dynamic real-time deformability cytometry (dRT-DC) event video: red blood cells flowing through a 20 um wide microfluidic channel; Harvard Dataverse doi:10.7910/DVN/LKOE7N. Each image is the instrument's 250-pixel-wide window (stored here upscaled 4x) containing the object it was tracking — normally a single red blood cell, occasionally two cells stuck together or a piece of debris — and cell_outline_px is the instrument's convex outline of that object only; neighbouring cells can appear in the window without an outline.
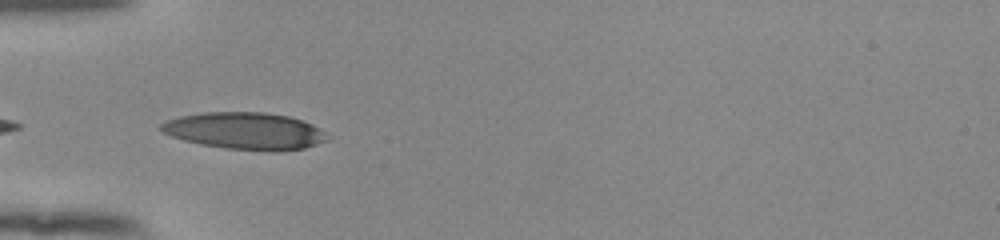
{"species": "human", "species_latin": "Homo sapiens", "temperature_condition": "room temperature", "stored_images_in_passage": 36, "camera_frame_rate_fps": 3000, "um_per_image_px": 0.085, "donor": {"sex": "female"}, "frame": {"image": 1, "passage_image": 1, "time_ms": 0.0, "image_size_px": [1000, 240], "cell_outline_px": [[324, 140], [316, 144], [304, 148], [228, 148], [200, 144], [184, 140], [172, 136], [164, 132], [160, 128], [160, 124], [168, 120], [180, 116], [204, 112], [264, 112], [288, 116], [312, 124], [324, 132]], "centroid_in_image_um": [20.73, 11.07], "position_along_channel_um": 64.3, "area_um2": 34.28}}
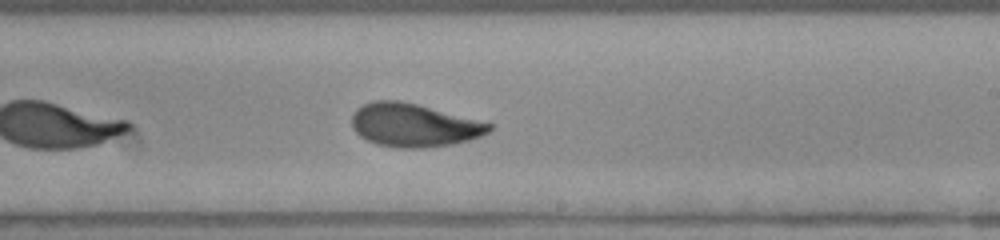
{"frame": {"image": 2, "passage_image": 16, "time_ms": 5.0, "image_size_px": [1000, 240], "cell_outline_px": [[496, 124], [488, 132], [480, 136], [468, 140], [452, 144], [424, 148], [396, 148], [376, 144], [360, 136], [352, 128], [352, 116], [356, 108], [372, 100], [400, 100]], "centroid_in_image_um": [35.17, 10.64], "position_along_channel_um": 253.8, "area_um2": 34.74}}
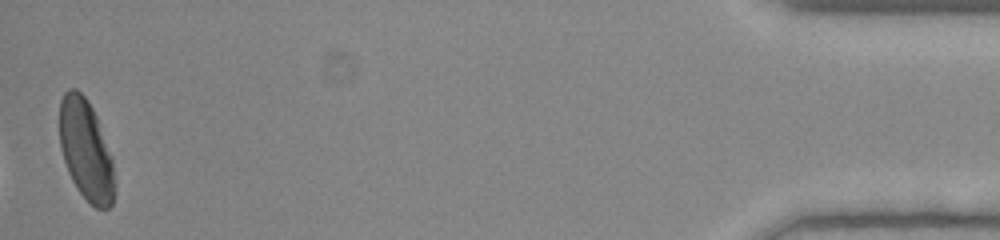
{"frame": {"image": 3, "passage_image": 36, "time_ms": 11.667, "image_size_px": [1000, 240], "cell_outline_px": [[112, 204], [108, 208], [96, 208], [76, 188], [68, 172], [60, 148], [60, 100], [64, 92], [68, 88], [76, 88], [88, 100], [96, 116], [112, 156]], "centroid_in_image_um": [7.26, 12.69], "position_along_channel_um": 427.9, "area_um2": 31.67}, "authors_computed_cell_mechanics": {"area_um2": 34.391, "velocity_mm_per_s": 3.862, "shape_relaxation_time_tau1_ms": 4.0152, "shape_relaxation_time_tau2_ms": 1.3242, "deformation_change_tau1": 0.1631, "deformation_change_tau2": 0.0719}}